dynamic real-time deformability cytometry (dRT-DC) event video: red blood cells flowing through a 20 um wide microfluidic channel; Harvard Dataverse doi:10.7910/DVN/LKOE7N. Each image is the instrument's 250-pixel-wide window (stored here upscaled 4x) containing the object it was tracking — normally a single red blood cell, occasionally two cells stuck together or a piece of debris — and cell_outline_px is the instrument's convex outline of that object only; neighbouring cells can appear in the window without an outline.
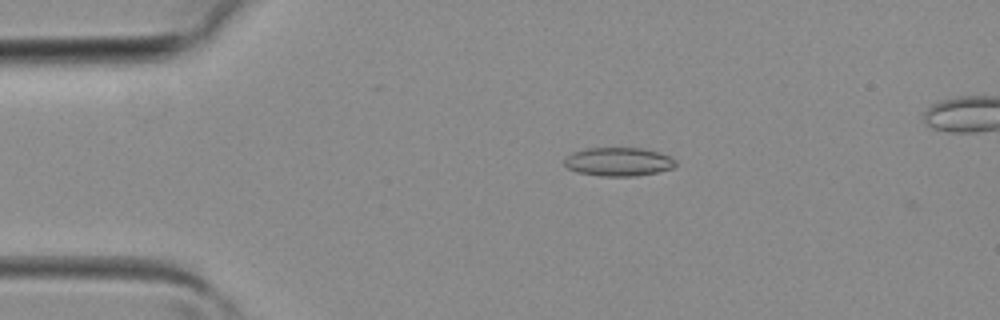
{"species": "common noctule bat (a hibernating species)", "species_latin": "Nyctalus noctula", "temperature_condition": "room temperature", "stored_images_in_passage": 34, "camera_frame_rate_fps": 3000, "um_per_image_px": 0.085, "animal": {"sex": "female", "body_mass_g": 19.3, "forearm_length_mm": 54.1}, "frame": {"image": 1, "passage_image": 3, "time_ms": 0.667, "image_size_px": [1000, 320], "cell_outline_px": [[676, 164], [672, 168], [656, 172], [636, 176], [600, 176], [576, 172], [568, 168], [564, 164], [564, 160], [572, 152], [588, 148], [640, 148], [656, 152], [668, 156], [676, 160]], "centroid_in_image_um": [52.54, 13.75], "position_along_channel_um": 32.5, "area_um2": 18.38}}
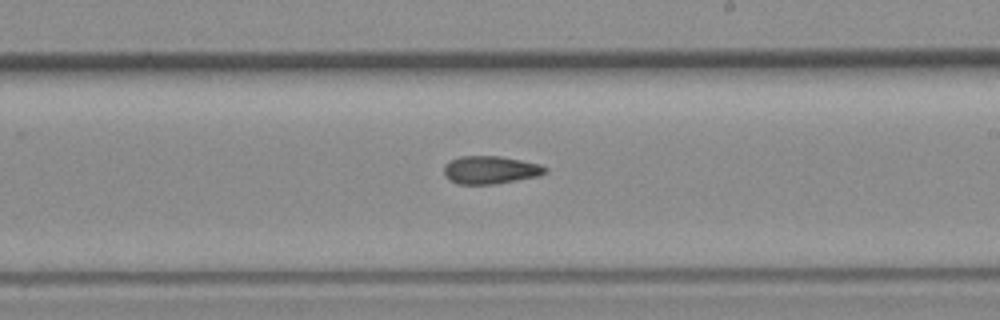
{"frame": {"image": 2, "passage_image": 18, "time_ms": 5.667, "image_size_px": [1000, 320], "cell_outline_px": [[548, 172], [540, 176], [496, 184], [456, 184], [448, 180], [444, 176], [444, 164], [460, 156], [500, 156], [540, 164], [548, 168]], "centroid_in_image_um": [41.69, 14.45], "position_along_channel_um": 247.3, "area_um2": 16.7}}
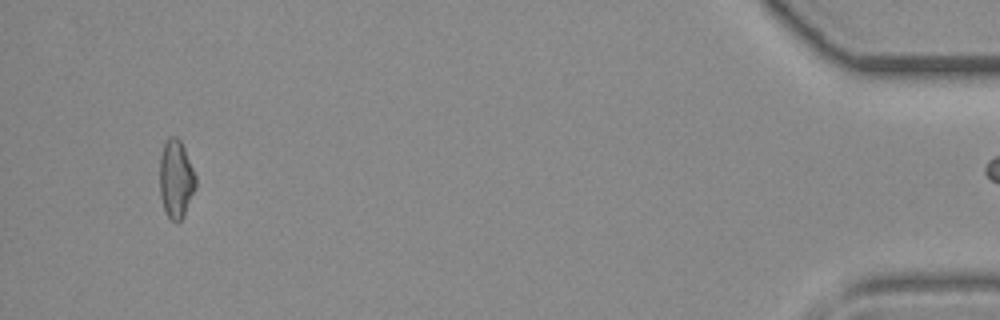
{"frame": {"image": 3, "passage_image": 33, "time_ms": 10.667, "image_size_px": [1000, 320], "cell_outline_px": [[196, 188], [184, 216], [176, 224], [168, 216], [164, 208], [160, 196], [160, 156], [164, 144], [168, 136], [176, 136], [180, 140], [184, 148], [196, 176]], "centroid_in_image_um": [14.96, 15.22], "position_along_channel_um": 420.2, "area_um2": 16.47}}